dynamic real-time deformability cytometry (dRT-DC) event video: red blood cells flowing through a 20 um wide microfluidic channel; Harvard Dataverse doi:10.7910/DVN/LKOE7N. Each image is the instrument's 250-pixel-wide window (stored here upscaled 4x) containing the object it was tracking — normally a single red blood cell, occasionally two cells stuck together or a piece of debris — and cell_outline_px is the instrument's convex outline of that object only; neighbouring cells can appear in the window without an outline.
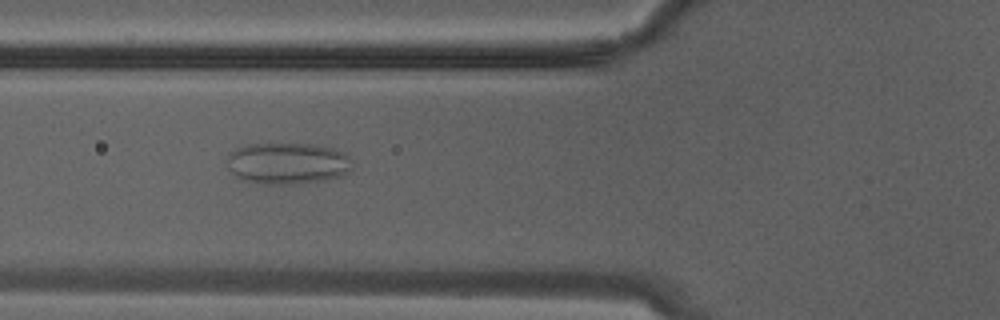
{"species": "Egyptian fruit bat (a non-hibernating species)", "species_latin": "Rousettus aegyptiacus", "temperature_condition": "warm", "stored_images_in_passage": 12, "camera_frame_rate_fps": 3000, "um_per_image_px": 0.085, "animal": {"sex": "male"}, "frame": {"image": 1, "passage_image": 3, "time_ms": 0.667, "image_size_px": [1000, 320], "cell_outline_px": [[352, 160], [348, 172], [340, 176], [324, 180], [300, 184], [260, 184], [236, 176], [228, 168], [228, 156], [236, 148], [252, 144], [312, 144], [332, 148], [344, 152]], "centroid_in_image_um": [24.46, 13.89], "position_along_channel_um": 101.3, "area_um2": 30.11}}
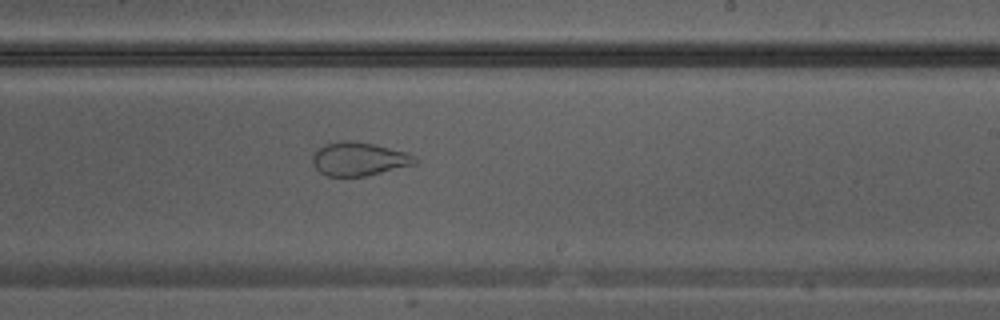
{"frame": {"image": 2, "passage_image": 10, "time_ms": 3.0, "image_size_px": [1000, 320], "cell_outline_px": [[420, 160], [416, 164], [368, 176], [328, 176], [320, 172], [312, 164], [312, 156], [324, 144], [340, 140], [348, 140], [372, 144], [408, 152], [416, 156]], "centroid_in_image_um": [30.55, 13.52], "position_along_channel_um": 258.4, "area_um2": 20.17}}